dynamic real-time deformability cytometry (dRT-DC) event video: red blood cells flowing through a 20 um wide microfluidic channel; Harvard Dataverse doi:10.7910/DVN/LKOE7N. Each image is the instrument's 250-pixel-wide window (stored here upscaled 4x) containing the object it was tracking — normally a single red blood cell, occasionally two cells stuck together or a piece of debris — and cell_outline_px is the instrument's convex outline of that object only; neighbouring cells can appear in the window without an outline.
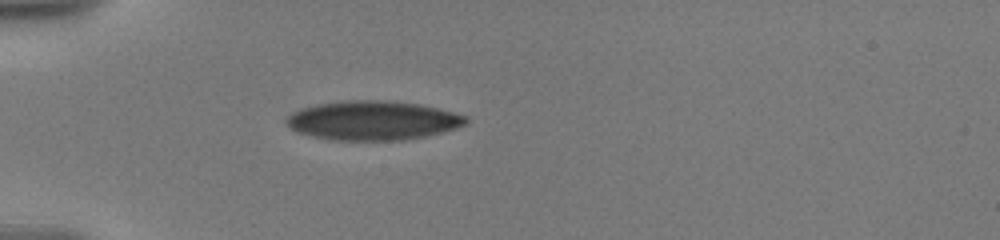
{"species": "human", "species_latin": "Homo sapiens", "temperature_condition": "warm", "stored_images_in_passage": 54, "camera_frame_rate_fps": 3000, "um_per_image_px": 0.085, "donor": {"sex": "male"}, "frame": {"image": 1, "passage_image": 1, "time_ms": 0.0, "image_size_px": [1000, 240], "cell_outline_px": [[468, 120], [464, 124], [456, 128], [444, 132], [428, 136], [404, 140], [336, 140], [316, 136], [300, 132], [292, 128], [284, 120], [292, 112], [300, 108], [316, 104], [348, 100], [380, 100], [416, 104], [436, 108], [452, 112], [464, 116]], "centroid_in_image_um": [31.68, 10.24], "position_along_channel_um": 53.3, "area_um2": 40.52}}
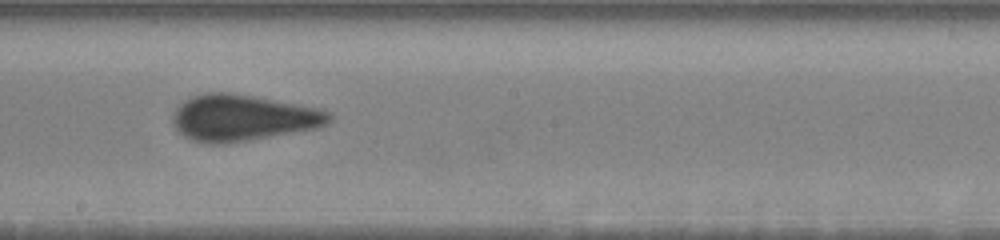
{"frame": {"image": 2, "passage_image": 18, "time_ms": 5.333, "image_size_px": [1000, 240], "cell_outline_px": [[332, 120], [328, 124], [320, 128], [248, 140], [220, 144], [208, 144], [192, 140], [184, 136], [172, 124], [172, 116], [176, 108], [184, 100], [192, 96], [204, 92], [228, 92], [252, 96], [296, 104], [316, 108], [332, 112]], "centroid_in_image_um": [20.63, 10.02], "position_along_channel_um": 227.6, "area_um2": 42.25}}
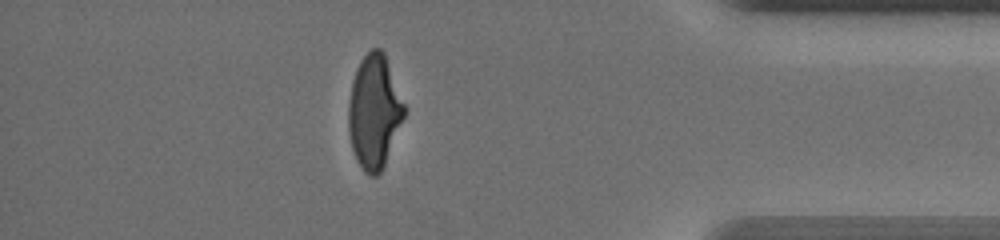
{"frame": {"image": 3, "passage_image": 42, "time_ms": 11.0, "image_size_px": [1000, 240], "cell_outline_px": [[404, 116], [384, 164], [380, 172], [376, 176], [368, 176], [364, 172], [356, 160], [352, 148], [348, 128], [348, 104], [352, 80], [356, 68], [360, 60], [372, 48], [380, 48], [384, 52], [404, 104]], "centroid_in_image_um": [31.77, 9.49], "position_along_channel_um": 403.4, "area_um2": 36.53}, "authors_computed_cell_mechanics": {"area_um2": 38.7838, "velocity_mm_per_s": 3.5956, "shape_relaxation_time_tau1_ms": 7.0776, "shape_relaxation_time_tau2_ms": null, "deformation_change_tau1": 0.2192, "deformation_change_tau2": null}}